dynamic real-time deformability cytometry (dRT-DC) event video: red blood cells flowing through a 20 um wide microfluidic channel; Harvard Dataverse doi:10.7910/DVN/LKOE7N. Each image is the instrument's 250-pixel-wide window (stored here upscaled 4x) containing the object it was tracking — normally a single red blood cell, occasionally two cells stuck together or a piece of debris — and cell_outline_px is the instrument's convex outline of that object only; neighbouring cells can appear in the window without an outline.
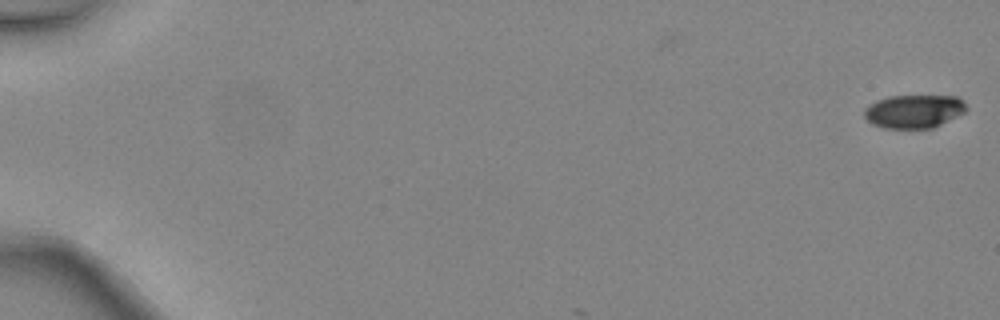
{"species": "common noctule bat (a hibernating species)", "species_latin": "Nyctalus noctula", "temperature_condition": "warm", "stored_images_in_passage": 3, "camera_frame_rate_fps": 3000, "um_per_image_px": 0.085, "animal": {"sex": "female", "body_mass_g": 24.6, "forearm_length_mm": 56.2}, "frame": {"image": 1, "passage_image": 1, "time_ms": 0.0, "image_size_px": [1000, 320], "cell_outline_px": [[968, 108], [964, 112], [932, 128], [884, 128], [872, 124], [864, 116], [864, 108], [868, 104], [876, 100], [888, 96], [956, 96], [964, 100]], "centroid_in_image_um": [77.66, 9.45], "position_along_channel_um": 7.3, "area_um2": 19.88}}